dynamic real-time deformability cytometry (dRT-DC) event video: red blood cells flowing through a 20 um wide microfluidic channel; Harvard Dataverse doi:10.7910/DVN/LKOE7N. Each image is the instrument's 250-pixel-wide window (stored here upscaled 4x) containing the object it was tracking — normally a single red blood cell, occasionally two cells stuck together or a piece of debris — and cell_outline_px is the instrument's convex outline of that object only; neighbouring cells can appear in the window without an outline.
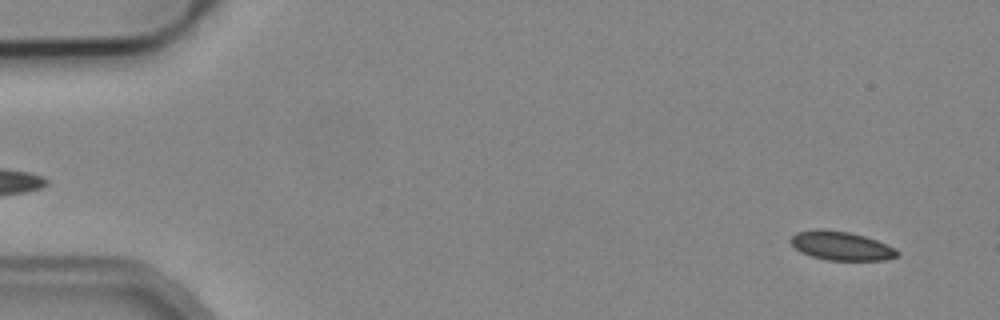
{"species": "common noctule bat (a hibernating species)", "species_latin": "Nyctalus noctula", "temperature_condition": "cold", "stored_images_in_passage": 2, "camera_frame_rate_fps": 3000, "um_per_image_px": 0.085, "animal": {"sex": "male", "body_mass_g": 19.2, "forearm_length_mm": 51.8}, "frame": {"image": 1, "passage_image": 1, "time_ms": 0.0, "image_size_px": [1000, 320], "cell_outline_px": [[900, 256], [884, 260], [828, 260], [812, 256], [800, 252], [788, 240], [796, 232], [816, 228], [824, 228], [848, 232], [864, 236], [876, 240], [896, 248], [900, 252]], "centroid_in_image_um": [71.5, 20.88], "position_along_channel_um": 13.5, "area_um2": 18.09}}